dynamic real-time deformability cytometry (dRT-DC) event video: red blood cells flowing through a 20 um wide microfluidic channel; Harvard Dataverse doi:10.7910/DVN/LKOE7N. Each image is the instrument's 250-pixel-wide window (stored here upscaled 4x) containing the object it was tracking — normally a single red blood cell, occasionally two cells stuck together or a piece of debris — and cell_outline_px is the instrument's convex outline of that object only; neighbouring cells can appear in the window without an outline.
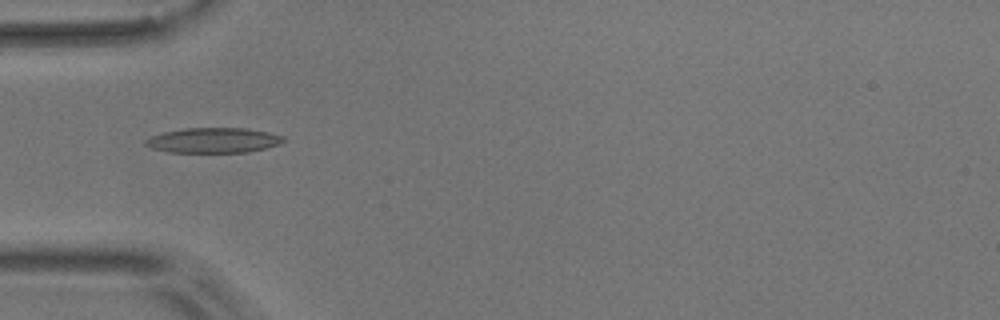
{"species": "common noctule bat (a hibernating species)", "species_latin": "Nyctalus noctula", "temperature_condition": "room temperature", "stored_images_in_passage": 8, "camera_frame_rate_fps": 3000, "um_per_image_px": 0.085, "animal": {"sex": "male", "body_mass_g": 17.9}, "frame": {"image": 1, "passage_image": 4, "time_ms": 4.667, "image_size_px": [1000, 320], "cell_outline_px": [[284, 140], [280, 144], [268, 148], [248, 152], [168, 152], [152, 148], [144, 144], [144, 140], [152, 136], [164, 132], [184, 128], [248, 128], [268, 132], [284, 136]], "centroid_in_image_um": [18.17, 11.92], "position_along_channel_um": 66.8, "area_um2": 20.23}}
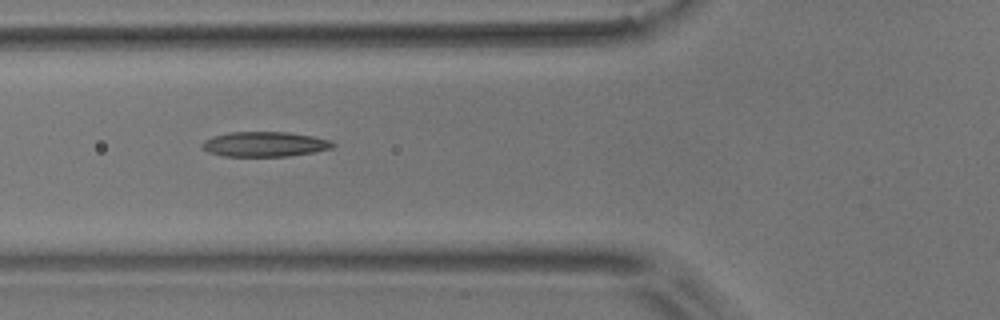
{"frame": {"image": 2, "passage_image": 5, "time_ms": 5.667, "image_size_px": [1000, 320], "cell_outline_px": [[336, 144], [332, 148], [312, 152], [288, 156], [224, 156], [208, 152], [200, 144], [204, 140], [212, 136], [228, 132], [288, 132], [312, 136], [328, 140]], "centroid_in_image_um": [22.46, 12.25], "position_along_channel_um": 103.3, "area_um2": 18.9}}
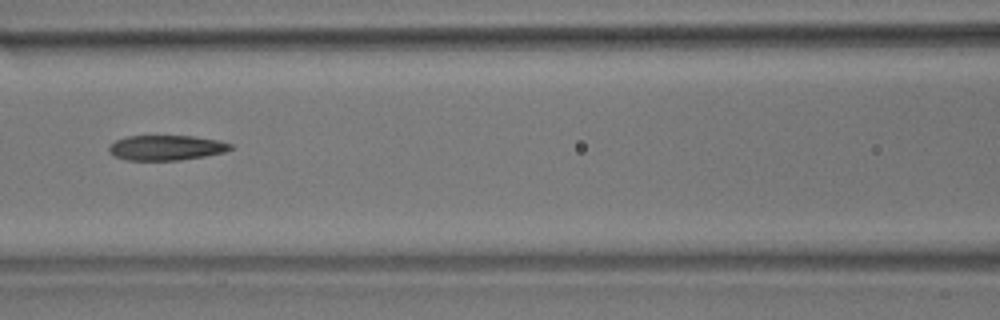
{"frame": {"image": 3, "passage_image": 6, "time_ms": 7.0, "image_size_px": [1000, 320], "cell_outline_px": [[232, 148], [224, 152], [204, 156], [180, 160], [128, 160], [112, 156], [108, 152], [108, 148], [116, 140], [128, 136], [192, 136], [216, 140], [232, 144]], "centroid_in_image_um": [14.09, 12.56], "position_along_channel_um": 152.5, "area_um2": 17.63}}